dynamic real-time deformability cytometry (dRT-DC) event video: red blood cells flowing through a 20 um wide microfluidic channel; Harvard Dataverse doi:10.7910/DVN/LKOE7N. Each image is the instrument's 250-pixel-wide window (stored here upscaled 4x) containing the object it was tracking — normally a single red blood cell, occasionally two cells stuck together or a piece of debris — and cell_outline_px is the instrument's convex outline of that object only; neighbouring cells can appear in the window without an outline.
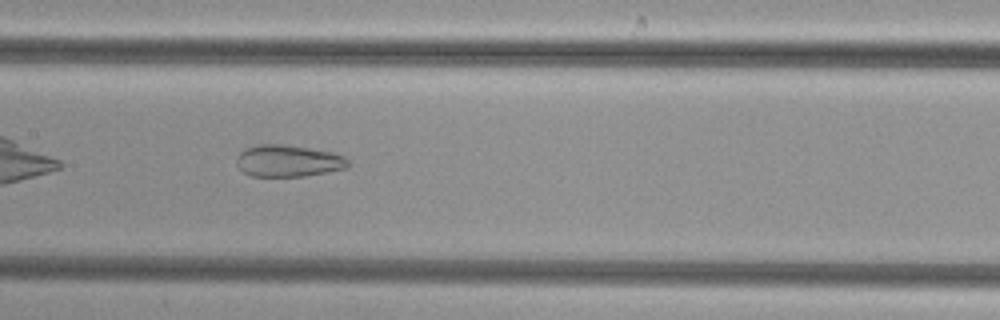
{"species": "common noctule bat (a hibernating species)", "species_latin": "Nyctalus noctula", "temperature_condition": "cold", "stored_images_in_passage": 30, "camera_frame_rate_fps": 3000, "um_per_image_px": 0.085, "animal": {"sex": "female", "body_mass_g": 29.2, "forearm_length_mm": 56.3}, "frame": {"image": 1, "passage_image": 9, "time_ms": 2.667, "image_size_px": [1000, 320], "cell_outline_px": [[348, 168], [304, 176], [252, 176], [244, 172], [236, 164], [236, 156], [244, 148], [256, 144], [284, 144], [332, 152], [344, 156], [348, 160]], "centroid_in_image_um": [24.47, 13.66], "position_along_channel_um": 182.9, "area_um2": 20.75}}
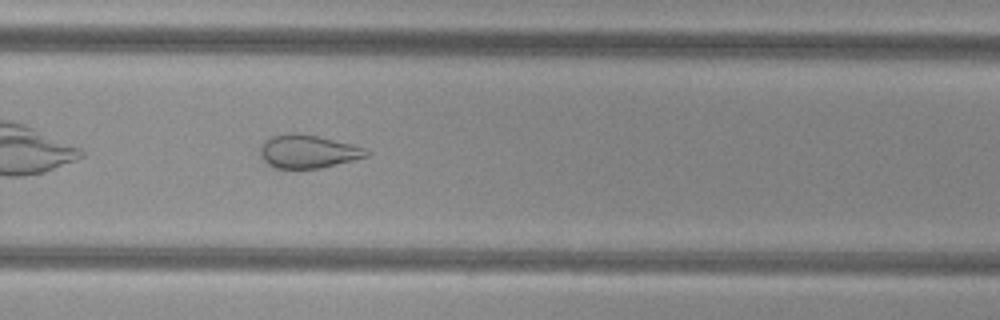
{"frame": {"image": 2, "passage_image": 18, "time_ms": 5.667, "image_size_px": [1000, 320], "cell_outline_px": [[372, 152], [368, 156], [320, 168], [272, 168], [260, 156], [260, 148], [264, 140], [272, 136], [288, 132], [300, 132], [352, 144], [364, 148]], "centroid_in_image_um": [26.15, 12.86], "position_along_channel_um": 303.7, "area_um2": 20.69}}